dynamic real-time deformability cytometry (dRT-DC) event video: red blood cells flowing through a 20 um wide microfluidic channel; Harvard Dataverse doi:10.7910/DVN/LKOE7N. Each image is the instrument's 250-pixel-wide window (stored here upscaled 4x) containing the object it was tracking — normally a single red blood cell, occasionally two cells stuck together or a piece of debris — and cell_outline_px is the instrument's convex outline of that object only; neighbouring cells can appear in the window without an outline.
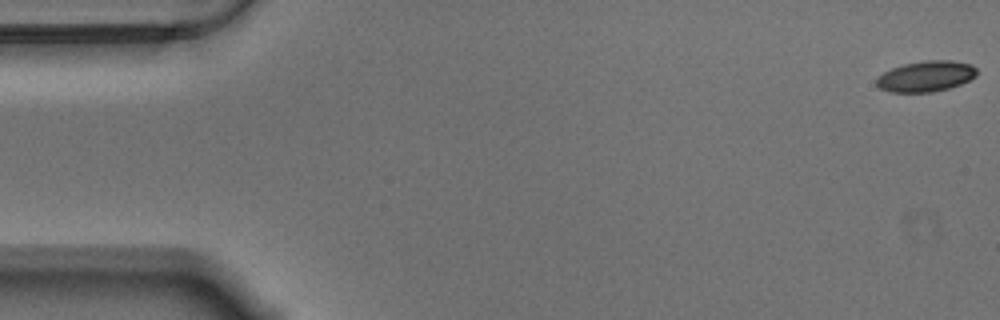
{"species": "Egyptian fruit bat (a non-hibernating species)", "species_latin": "Rousettus aegyptiacus", "temperature_condition": "warm", "stored_images_in_passage": 57, "camera_frame_rate_fps": 3000, "um_per_image_px": 0.085, "animal": {"sex": "male"}, "frame": {"image": 1, "passage_image": 1, "time_ms": 0.0, "image_size_px": [1000, 320], "cell_outline_px": [[976, 76], [960, 84], [948, 88], [932, 92], [888, 92], [880, 88], [876, 84], [876, 80], [884, 72], [892, 68], [904, 64], [924, 60], [952, 60], [972, 64], [976, 68]], "centroid_in_image_um": [78.71, 6.48], "position_along_channel_um": 6.3, "area_um2": 17.92}}
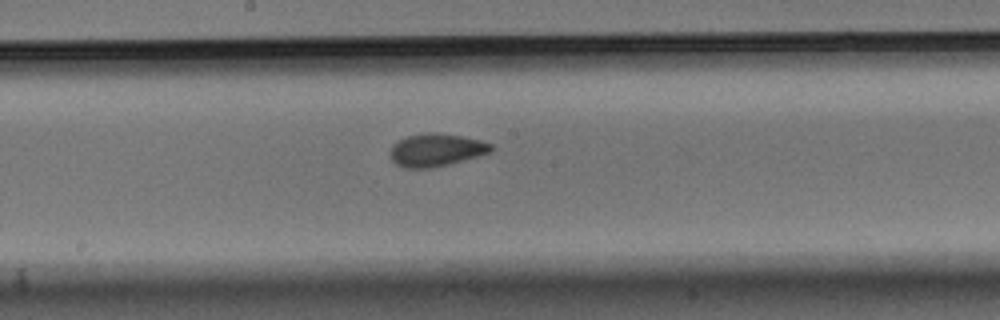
{"frame": {"image": 2, "passage_image": 30, "time_ms": 9.667, "image_size_px": [1000, 320], "cell_outline_px": [[496, 148], [492, 152], [448, 164], [432, 168], [404, 168], [396, 164], [392, 160], [388, 152], [392, 144], [408, 136], [428, 132], [436, 132], [460, 136], [480, 140], [492, 144]], "centroid_in_image_um": [37.07, 12.75], "position_along_channel_um": 211.1, "area_um2": 19.36}}
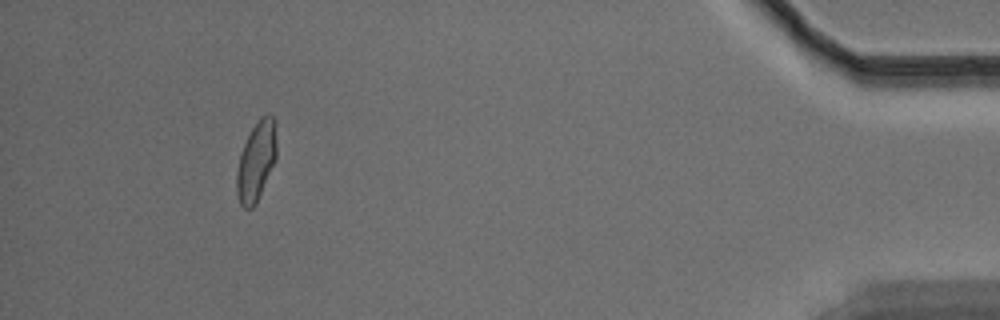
{"frame": {"image": 3, "passage_image": 53, "time_ms": 17.333, "image_size_px": [1000, 320], "cell_outline_px": [[276, 160], [256, 204], [252, 208], [244, 208], [240, 204], [236, 192], [236, 172], [240, 152], [252, 128], [260, 116], [268, 112], [276, 120]], "centroid_in_image_um": [21.79, 13.67], "position_along_channel_um": 413.4, "area_um2": 18.79}, "authors_computed_cell_mechanics": {"area_um2": 18.496, "velocity_mm_per_s": 3.5173, "shape_relaxation_time_tau1_ms": 5.4535, "shape_relaxation_time_tau2_ms": 1.1953, "deformation_change_tau1": 0.1337, "deformation_change_tau2": 0.0468}}